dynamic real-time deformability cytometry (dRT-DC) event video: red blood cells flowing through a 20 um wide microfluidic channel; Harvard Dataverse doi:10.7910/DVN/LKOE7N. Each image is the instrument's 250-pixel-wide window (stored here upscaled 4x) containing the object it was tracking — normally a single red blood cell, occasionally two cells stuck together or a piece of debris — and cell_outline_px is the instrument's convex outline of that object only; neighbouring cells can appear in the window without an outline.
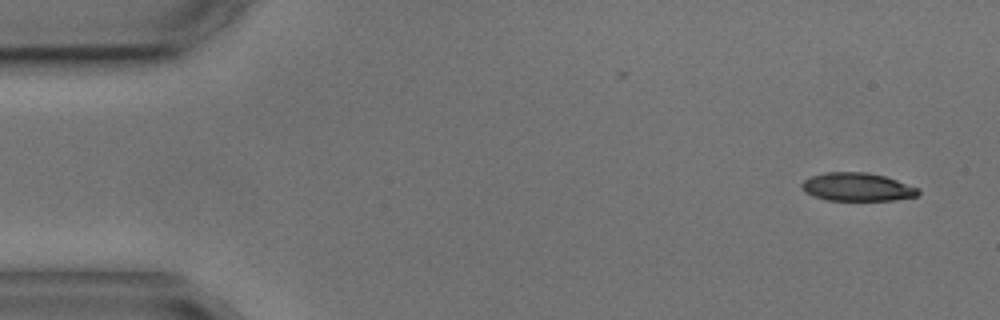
{"species": "common noctule bat (a hibernating species)", "species_latin": "Nyctalus noctula", "temperature_condition": "cold", "stored_images_in_passage": 5, "camera_frame_rate_fps": 3000, "um_per_image_px": 0.085, "animal": {"sex": "male", "body_mass_g": 17.9, "forearm_length_mm": 54.2}, "frame": {"image": 1, "passage_image": 1, "time_ms": 0.0, "image_size_px": [1000, 320], "cell_outline_px": [[920, 192], [916, 196], [892, 200], [828, 200], [804, 192], [800, 184], [804, 180], [812, 176], [828, 172], [868, 172], [884, 176], [920, 188]], "centroid_in_image_um": [72.87, 15.89], "position_along_channel_um": 12.1, "area_um2": 19.02}}
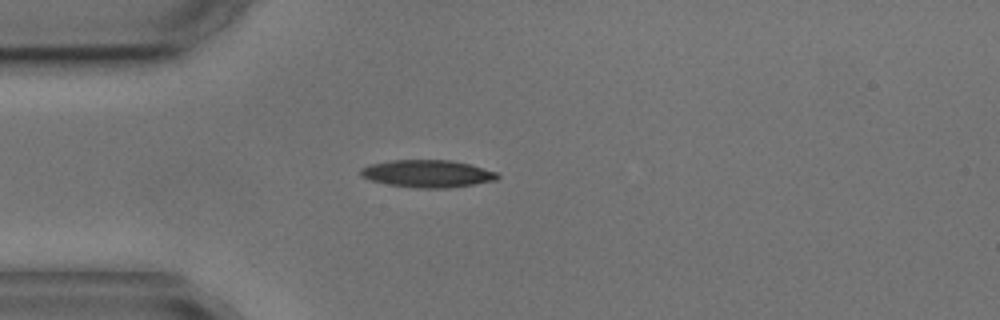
{"frame": {"image": 2, "passage_image": 4, "time_ms": 3.667, "image_size_px": [1000, 320], "cell_outline_px": [[500, 176], [496, 180], [448, 188], [416, 188], [388, 184], [372, 180], [360, 176], [360, 168], [368, 164], [392, 160], [452, 160], [468, 164], [496, 172]], "centroid_in_image_um": [36.29, 14.75], "position_along_channel_um": 48.7, "area_um2": 21.73}}